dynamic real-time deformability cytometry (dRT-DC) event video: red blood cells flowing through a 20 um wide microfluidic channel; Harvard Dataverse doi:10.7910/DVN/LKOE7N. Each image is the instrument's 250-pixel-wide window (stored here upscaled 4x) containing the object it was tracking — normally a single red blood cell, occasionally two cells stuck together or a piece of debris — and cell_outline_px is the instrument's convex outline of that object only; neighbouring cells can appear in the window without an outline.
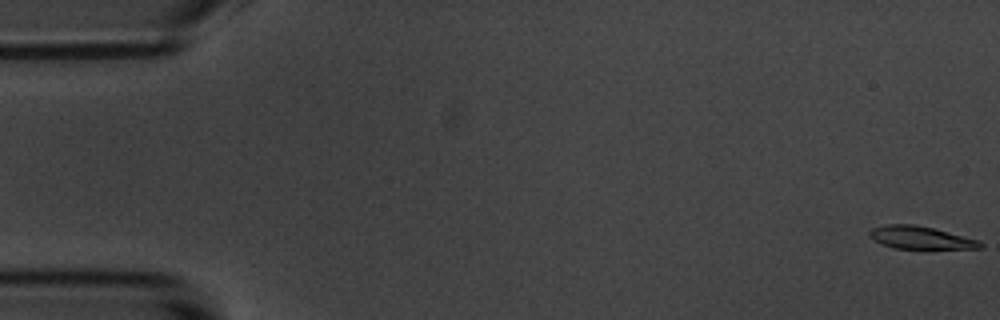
{"species": "common noctule bat (a hibernating species)", "species_latin": "Nyctalus noctula", "temperature_condition": "room temperature", "stored_images_in_passage": 56, "camera_frame_rate_fps": 3000, "um_per_image_px": 0.085, "animal": {"sex": "male", "body_mass_g": 20.1, "forearm_length_mm": 53.5}, "frame": {"image": 1, "passage_image": 1, "time_ms": 0.0, "image_size_px": [1000, 320], "cell_outline_px": [[984, 248], [924, 252], [892, 248], [880, 244], [868, 236], [868, 232], [872, 228], [884, 224], [916, 224], [980, 240], [984, 244]], "centroid_in_image_um": [78.3, 20.27], "position_along_channel_um": 6.7, "area_um2": 16.01}}
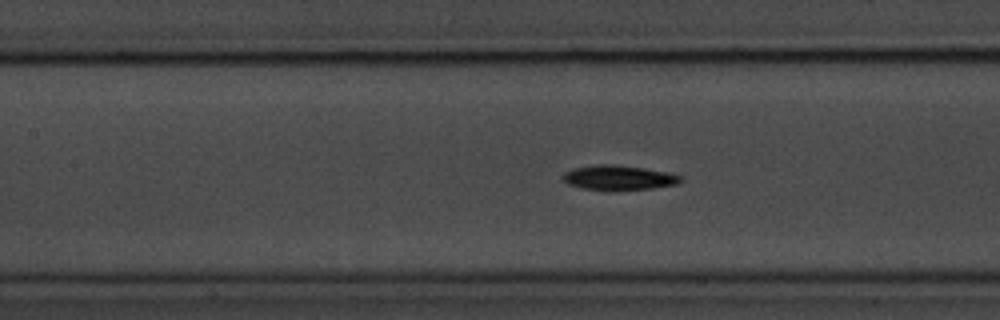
{"frame": {"image": 2, "passage_image": 25, "time_ms": 8.0, "image_size_px": [1000, 320], "cell_outline_px": [[684, 180], [676, 184], [652, 188], [580, 188], [568, 184], [564, 180], [564, 172], [576, 168], [600, 164], [608, 164], [644, 168], [668, 172], [684, 176]], "centroid_in_image_um": [52.66, 15.07], "position_along_channel_um": 154.7, "area_um2": 16.18}}
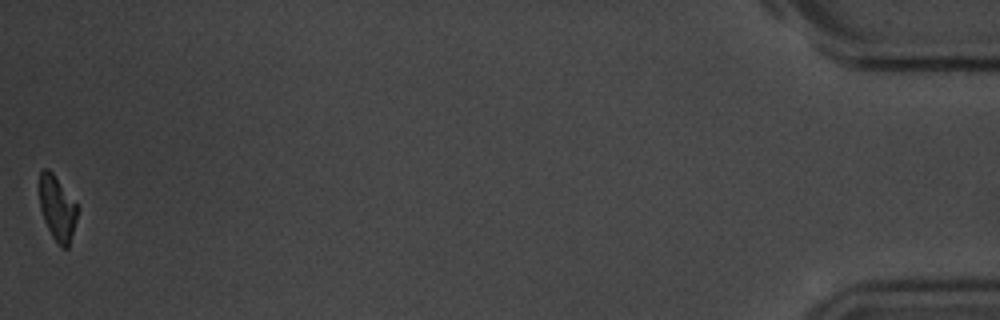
{"frame": {"image": 3, "passage_image": 56, "time_ms": 18.333, "image_size_px": [1000, 320], "cell_outline_px": [[80, 208], [68, 248], [60, 248], [56, 244], [44, 220], [40, 208], [40, 172], [44, 168], [48, 168], [52, 172]], "centroid_in_image_um": [4.89, 17.74], "position_along_channel_um": 430.3, "area_um2": 14.39}, "authors_computed_cell_mechanics": {"area_um2": 16.0684, "velocity_mm_per_s": 3.6087, "shape_relaxation_time_tau1_ms": 2.9303, "shape_relaxation_time_tau2_ms": null, "deformation_change_tau1": 0.1218, "deformation_change_tau2": null}}